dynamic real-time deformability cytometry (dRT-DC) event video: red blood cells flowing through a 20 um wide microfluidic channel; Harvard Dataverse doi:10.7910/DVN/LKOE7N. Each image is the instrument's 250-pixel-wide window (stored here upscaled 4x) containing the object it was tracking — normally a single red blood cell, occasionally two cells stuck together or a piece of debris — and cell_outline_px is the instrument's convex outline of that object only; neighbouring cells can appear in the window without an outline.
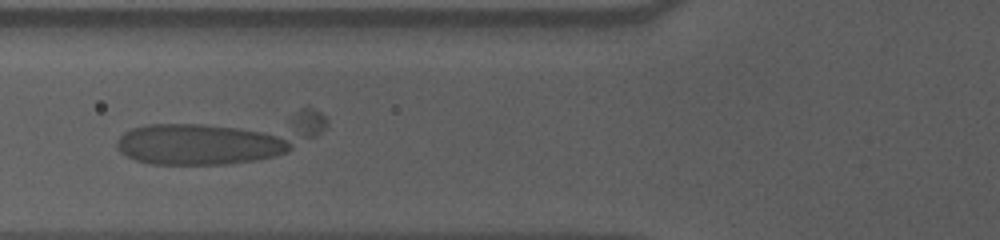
{"species": "human", "species_latin": "Homo sapiens", "temperature_condition": "cold", "stored_images_in_passage": 41, "camera_frame_rate_fps": 3000, "um_per_image_px": 0.085, "donor": {"sex": "male"}, "frame": {"image": 1, "passage_image": 16, "time_ms": 5.0, "image_size_px": [1000, 240], "cell_outline_px": [[292, 148], [288, 152], [256, 160], [224, 164], [152, 164], [136, 160], [120, 152], [116, 148], [116, 140], [124, 132], [132, 128], [148, 124], [204, 124], [236, 128], [260, 132], [276, 136], [292, 144]], "centroid_in_image_um": [16.83, 12.28], "position_along_channel_um": 109.0, "area_um2": 40.81}}
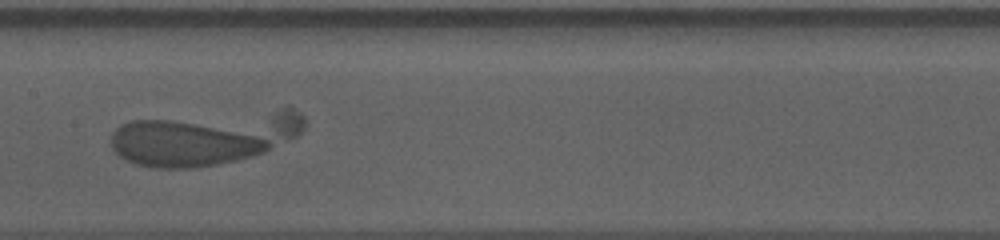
{"frame": {"image": 2, "passage_image": 23, "time_ms": 7.333, "image_size_px": [1000, 240], "cell_outline_px": [[308, 124], [296, 136], [264, 152], [252, 156], [236, 160], [216, 164], [188, 168], [156, 168], [136, 164], [120, 156], [112, 148], [112, 132], [120, 124], [132, 120], [288, 104], [300, 112], [304, 116]], "centroid_in_image_um": [17.53, 11.6], "position_along_channel_um": 189.9, "area_um2": 62.94}}
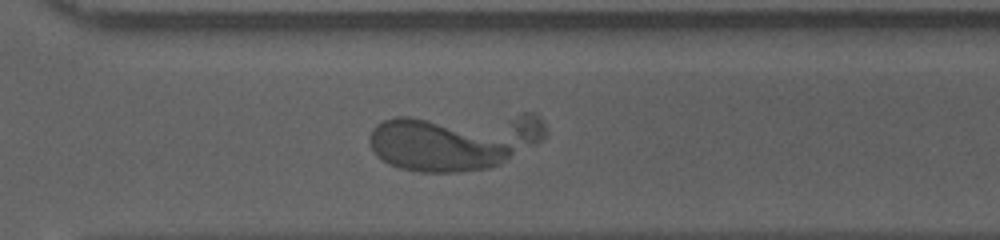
{"frame": {"image": 3, "passage_image": 35, "time_ms": 11.333, "image_size_px": [1000, 240], "cell_outline_px": [[548, 132], [536, 144], [500, 164], [488, 168], [460, 172], [420, 172], [400, 168], [388, 164], [376, 156], [372, 152], [368, 144], [368, 136], [372, 128], [376, 124], [384, 120], [396, 116], [524, 112], [536, 112], [540, 116]], "centroid_in_image_um": [38.65, 11.92], "position_along_channel_um": 331.9, "area_um2": 61.73}}